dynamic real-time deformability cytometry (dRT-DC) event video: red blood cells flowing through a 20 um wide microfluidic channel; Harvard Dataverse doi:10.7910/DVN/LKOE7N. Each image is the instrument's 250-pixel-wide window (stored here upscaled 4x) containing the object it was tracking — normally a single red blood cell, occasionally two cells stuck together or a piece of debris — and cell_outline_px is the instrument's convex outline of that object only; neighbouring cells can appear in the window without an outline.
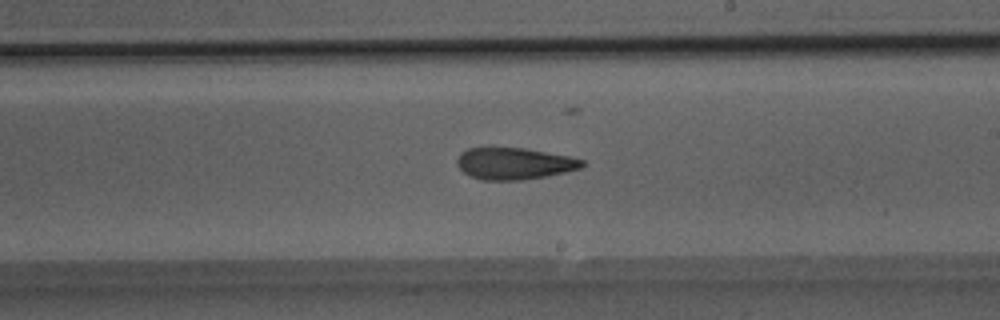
{"species": "Egyptian fruit bat (a non-hibernating species)", "species_latin": "Rousettus aegyptiacus", "temperature_condition": "room temperature", "stored_images_in_passage": 40, "camera_frame_rate_fps": 3000, "um_per_image_px": 0.085, "animal": {"sex": "male"}, "frame": {"image": 1, "passage_image": 23, "time_ms": 7.333, "image_size_px": [1000, 320], "cell_outline_px": [[584, 164], [580, 168], [564, 172], [544, 176], [520, 180], [480, 180], [464, 172], [456, 164], [456, 160], [460, 152], [468, 148], [524, 148], [568, 156], [584, 160]], "centroid_in_image_um": [43.67, 13.9], "position_along_channel_um": 245.3, "area_um2": 22.89}}
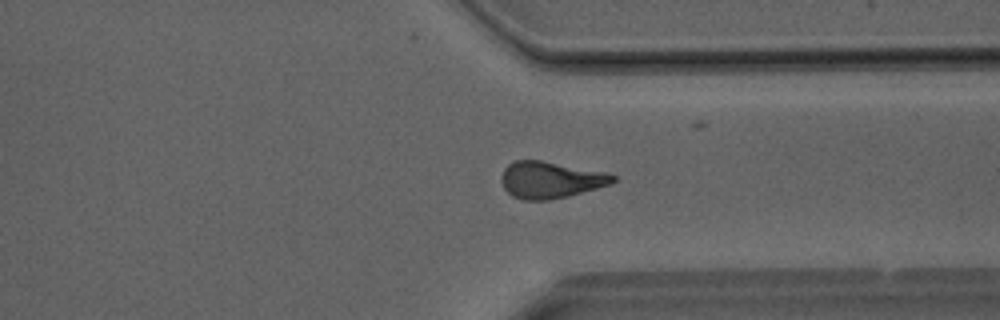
{"frame": {"image": 2, "passage_image": 30, "time_ms": 9.667, "image_size_px": [1000, 320], "cell_outline_px": [[616, 180], [612, 184], [568, 196], [548, 200], [524, 200], [512, 196], [504, 188], [500, 176], [504, 168], [508, 164], [516, 160], [540, 160], [608, 172], [616, 176]], "centroid_in_image_um": [46.81, 15.28], "position_along_channel_um": 364.6, "area_um2": 23.99}}
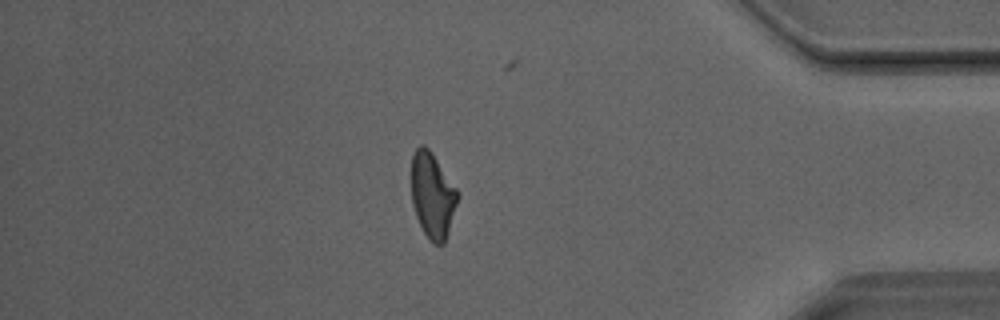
{"frame": {"image": 3, "passage_image": 34, "time_ms": 11.0, "image_size_px": [1000, 320], "cell_outline_px": [[460, 196], [444, 244], [432, 244], [424, 232], [416, 216], [412, 204], [412, 152], [420, 144], [424, 144], [432, 152], [460, 192]], "centroid_in_image_um": [36.78, 16.58], "position_along_channel_um": 398.4, "area_um2": 23.29}}